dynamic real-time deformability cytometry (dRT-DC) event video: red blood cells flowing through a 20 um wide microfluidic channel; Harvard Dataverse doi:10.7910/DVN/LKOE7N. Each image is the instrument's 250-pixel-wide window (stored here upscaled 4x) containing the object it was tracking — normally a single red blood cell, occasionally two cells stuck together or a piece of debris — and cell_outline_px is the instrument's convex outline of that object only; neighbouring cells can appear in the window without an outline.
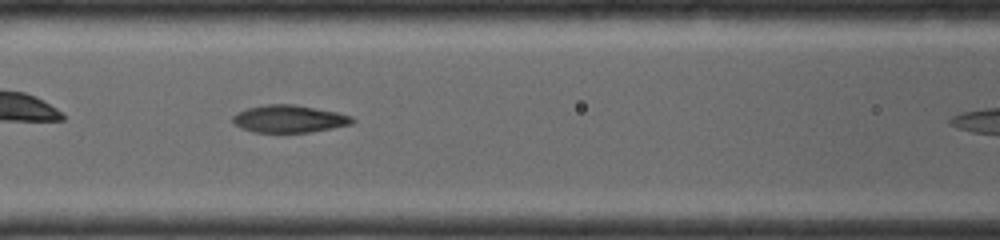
{"species": "common noctule bat (a hibernating species)", "species_latin": "Nyctalus noctula", "temperature_condition": "room temperature", "stored_images_in_passage": 8, "camera_frame_rate_fps": 4000, "um_per_image_px": 0.085, "animal": {"sex": "female", "body_mass_g": 19.0, "forearm_length_mm": 56.7}, "frame": {"image": 1, "passage_image": 5, "time_ms": 1.75, "image_size_px": [1000, 240], "cell_outline_px": [[356, 120], [352, 124], [332, 128], [308, 132], [252, 132], [240, 128], [232, 124], [232, 116], [236, 112], [248, 108], [264, 104], [296, 104], [336, 112], [352, 116]], "centroid_in_image_um": [24.54, 10.1], "position_along_channel_um": 142.1, "area_um2": 19.31}}